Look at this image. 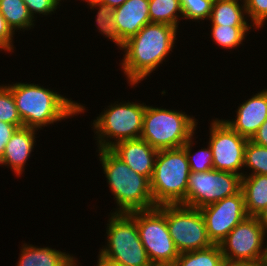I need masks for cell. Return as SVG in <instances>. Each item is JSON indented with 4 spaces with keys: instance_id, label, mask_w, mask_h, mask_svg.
<instances>
[{
    "instance_id": "1",
    "label": "cell",
    "mask_w": 267,
    "mask_h": 266,
    "mask_svg": "<svg viewBox=\"0 0 267 266\" xmlns=\"http://www.w3.org/2000/svg\"><path fill=\"white\" fill-rule=\"evenodd\" d=\"M178 30L172 25L149 23L123 44L120 65L129 86L137 87L163 64L176 46Z\"/></svg>"
},
{
    "instance_id": "9",
    "label": "cell",
    "mask_w": 267,
    "mask_h": 266,
    "mask_svg": "<svg viewBox=\"0 0 267 266\" xmlns=\"http://www.w3.org/2000/svg\"><path fill=\"white\" fill-rule=\"evenodd\" d=\"M267 233L257 217L247 216L219 244L224 260L231 262H266ZM266 245H265V244Z\"/></svg>"
},
{
    "instance_id": "23",
    "label": "cell",
    "mask_w": 267,
    "mask_h": 266,
    "mask_svg": "<svg viewBox=\"0 0 267 266\" xmlns=\"http://www.w3.org/2000/svg\"><path fill=\"white\" fill-rule=\"evenodd\" d=\"M224 257L220 245L180 253L173 266H222Z\"/></svg>"
},
{
    "instance_id": "15",
    "label": "cell",
    "mask_w": 267,
    "mask_h": 266,
    "mask_svg": "<svg viewBox=\"0 0 267 266\" xmlns=\"http://www.w3.org/2000/svg\"><path fill=\"white\" fill-rule=\"evenodd\" d=\"M110 150L132 170L151 180L158 150L141 138L117 142Z\"/></svg>"
},
{
    "instance_id": "36",
    "label": "cell",
    "mask_w": 267,
    "mask_h": 266,
    "mask_svg": "<svg viewBox=\"0 0 267 266\" xmlns=\"http://www.w3.org/2000/svg\"><path fill=\"white\" fill-rule=\"evenodd\" d=\"M256 217L267 233V206Z\"/></svg>"
},
{
    "instance_id": "32",
    "label": "cell",
    "mask_w": 267,
    "mask_h": 266,
    "mask_svg": "<svg viewBox=\"0 0 267 266\" xmlns=\"http://www.w3.org/2000/svg\"><path fill=\"white\" fill-rule=\"evenodd\" d=\"M15 32L11 29V27L6 22L5 18L0 12V50L9 52H14V45H13V36Z\"/></svg>"
},
{
    "instance_id": "13",
    "label": "cell",
    "mask_w": 267,
    "mask_h": 266,
    "mask_svg": "<svg viewBox=\"0 0 267 266\" xmlns=\"http://www.w3.org/2000/svg\"><path fill=\"white\" fill-rule=\"evenodd\" d=\"M200 212L205 221L208 238L216 245H219L229 232L248 216L242 190L200 208Z\"/></svg>"
},
{
    "instance_id": "14",
    "label": "cell",
    "mask_w": 267,
    "mask_h": 266,
    "mask_svg": "<svg viewBox=\"0 0 267 266\" xmlns=\"http://www.w3.org/2000/svg\"><path fill=\"white\" fill-rule=\"evenodd\" d=\"M236 118L225 120L234 131L250 140L267 119V88L257 91L238 106Z\"/></svg>"
},
{
    "instance_id": "34",
    "label": "cell",
    "mask_w": 267,
    "mask_h": 266,
    "mask_svg": "<svg viewBox=\"0 0 267 266\" xmlns=\"http://www.w3.org/2000/svg\"><path fill=\"white\" fill-rule=\"evenodd\" d=\"M255 144L267 147V119L261 124L257 132L250 139Z\"/></svg>"
},
{
    "instance_id": "31",
    "label": "cell",
    "mask_w": 267,
    "mask_h": 266,
    "mask_svg": "<svg viewBox=\"0 0 267 266\" xmlns=\"http://www.w3.org/2000/svg\"><path fill=\"white\" fill-rule=\"evenodd\" d=\"M62 0H23L32 18L36 21L37 14L52 15L60 8ZM59 5V6H58Z\"/></svg>"
},
{
    "instance_id": "38",
    "label": "cell",
    "mask_w": 267,
    "mask_h": 266,
    "mask_svg": "<svg viewBox=\"0 0 267 266\" xmlns=\"http://www.w3.org/2000/svg\"><path fill=\"white\" fill-rule=\"evenodd\" d=\"M97 258H98V260H97V265L96 266H117V265H114L112 263L107 262L106 260H103L99 256ZM77 260H78V258H76L75 266L79 265V264H77V263H79Z\"/></svg>"
},
{
    "instance_id": "29",
    "label": "cell",
    "mask_w": 267,
    "mask_h": 266,
    "mask_svg": "<svg viewBox=\"0 0 267 266\" xmlns=\"http://www.w3.org/2000/svg\"><path fill=\"white\" fill-rule=\"evenodd\" d=\"M214 0H180L183 20L194 22L209 20Z\"/></svg>"
},
{
    "instance_id": "7",
    "label": "cell",
    "mask_w": 267,
    "mask_h": 266,
    "mask_svg": "<svg viewBox=\"0 0 267 266\" xmlns=\"http://www.w3.org/2000/svg\"><path fill=\"white\" fill-rule=\"evenodd\" d=\"M115 101L93 120L95 140L99 149H110L117 142L141 137L146 104ZM114 140V141H113Z\"/></svg>"
},
{
    "instance_id": "11",
    "label": "cell",
    "mask_w": 267,
    "mask_h": 266,
    "mask_svg": "<svg viewBox=\"0 0 267 266\" xmlns=\"http://www.w3.org/2000/svg\"><path fill=\"white\" fill-rule=\"evenodd\" d=\"M241 190V176L228 171L211 169L190 172L186 192V206L200 209L235 195Z\"/></svg>"
},
{
    "instance_id": "33",
    "label": "cell",
    "mask_w": 267,
    "mask_h": 266,
    "mask_svg": "<svg viewBox=\"0 0 267 266\" xmlns=\"http://www.w3.org/2000/svg\"><path fill=\"white\" fill-rule=\"evenodd\" d=\"M17 129L18 127L13 124L0 121V158L4 154L7 142Z\"/></svg>"
},
{
    "instance_id": "3",
    "label": "cell",
    "mask_w": 267,
    "mask_h": 266,
    "mask_svg": "<svg viewBox=\"0 0 267 266\" xmlns=\"http://www.w3.org/2000/svg\"><path fill=\"white\" fill-rule=\"evenodd\" d=\"M97 152L109 189L118 207L115 213H131L157 207L147 177L132 170L110 149H99Z\"/></svg>"
},
{
    "instance_id": "6",
    "label": "cell",
    "mask_w": 267,
    "mask_h": 266,
    "mask_svg": "<svg viewBox=\"0 0 267 266\" xmlns=\"http://www.w3.org/2000/svg\"><path fill=\"white\" fill-rule=\"evenodd\" d=\"M197 121L182 110L146 105L140 138L157 150L181 148L195 136Z\"/></svg>"
},
{
    "instance_id": "25",
    "label": "cell",
    "mask_w": 267,
    "mask_h": 266,
    "mask_svg": "<svg viewBox=\"0 0 267 266\" xmlns=\"http://www.w3.org/2000/svg\"><path fill=\"white\" fill-rule=\"evenodd\" d=\"M89 6L90 10L97 9L98 11L95 16L98 32L103 36L105 35V38H109L108 40L121 49V37L115 23L114 8L103 3H95Z\"/></svg>"
},
{
    "instance_id": "12",
    "label": "cell",
    "mask_w": 267,
    "mask_h": 266,
    "mask_svg": "<svg viewBox=\"0 0 267 266\" xmlns=\"http://www.w3.org/2000/svg\"><path fill=\"white\" fill-rule=\"evenodd\" d=\"M209 130L208 144L213 154L214 170L228 171L242 177L248 139L219 118L212 119Z\"/></svg>"
},
{
    "instance_id": "21",
    "label": "cell",
    "mask_w": 267,
    "mask_h": 266,
    "mask_svg": "<svg viewBox=\"0 0 267 266\" xmlns=\"http://www.w3.org/2000/svg\"><path fill=\"white\" fill-rule=\"evenodd\" d=\"M0 12L14 32H24L36 25L23 0H0Z\"/></svg>"
},
{
    "instance_id": "4",
    "label": "cell",
    "mask_w": 267,
    "mask_h": 266,
    "mask_svg": "<svg viewBox=\"0 0 267 266\" xmlns=\"http://www.w3.org/2000/svg\"><path fill=\"white\" fill-rule=\"evenodd\" d=\"M106 228L107 242L99 257L117 266H153L140 240L137 211L109 214Z\"/></svg>"
},
{
    "instance_id": "10",
    "label": "cell",
    "mask_w": 267,
    "mask_h": 266,
    "mask_svg": "<svg viewBox=\"0 0 267 266\" xmlns=\"http://www.w3.org/2000/svg\"><path fill=\"white\" fill-rule=\"evenodd\" d=\"M169 234L179 253L207 248L212 244L200 209L183 204L166 205Z\"/></svg>"
},
{
    "instance_id": "27",
    "label": "cell",
    "mask_w": 267,
    "mask_h": 266,
    "mask_svg": "<svg viewBox=\"0 0 267 266\" xmlns=\"http://www.w3.org/2000/svg\"><path fill=\"white\" fill-rule=\"evenodd\" d=\"M193 137L194 136L182 146L188 158L190 172H206L214 169L213 154L209 144L207 145V148H201V150L196 153L191 152L194 144L193 140H195Z\"/></svg>"
},
{
    "instance_id": "19",
    "label": "cell",
    "mask_w": 267,
    "mask_h": 266,
    "mask_svg": "<svg viewBox=\"0 0 267 266\" xmlns=\"http://www.w3.org/2000/svg\"><path fill=\"white\" fill-rule=\"evenodd\" d=\"M241 190L247 215L256 217L267 206V175L242 176Z\"/></svg>"
},
{
    "instance_id": "17",
    "label": "cell",
    "mask_w": 267,
    "mask_h": 266,
    "mask_svg": "<svg viewBox=\"0 0 267 266\" xmlns=\"http://www.w3.org/2000/svg\"><path fill=\"white\" fill-rule=\"evenodd\" d=\"M149 0H127L114 8L117 30L123 44L135 36L139 30L150 23Z\"/></svg>"
},
{
    "instance_id": "22",
    "label": "cell",
    "mask_w": 267,
    "mask_h": 266,
    "mask_svg": "<svg viewBox=\"0 0 267 266\" xmlns=\"http://www.w3.org/2000/svg\"><path fill=\"white\" fill-rule=\"evenodd\" d=\"M150 23L172 25L178 29L183 19L180 0H149Z\"/></svg>"
},
{
    "instance_id": "2",
    "label": "cell",
    "mask_w": 267,
    "mask_h": 266,
    "mask_svg": "<svg viewBox=\"0 0 267 266\" xmlns=\"http://www.w3.org/2000/svg\"><path fill=\"white\" fill-rule=\"evenodd\" d=\"M11 90L23 127L43 129L84 113L85 105L35 83L12 82Z\"/></svg>"
},
{
    "instance_id": "37",
    "label": "cell",
    "mask_w": 267,
    "mask_h": 266,
    "mask_svg": "<svg viewBox=\"0 0 267 266\" xmlns=\"http://www.w3.org/2000/svg\"><path fill=\"white\" fill-rule=\"evenodd\" d=\"M127 0H102L101 3L108 5L110 7L116 8L121 6Z\"/></svg>"
},
{
    "instance_id": "39",
    "label": "cell",
    "mask_w": 267,
    "mask_h": 266,
    "mask_svg": "<svg viewBox=\"0 0 267 266\" xmlns=\"http://www.w3.org/2000/svg\"><path fill=\"white\" fill-rule=\"evenodd\" d=\"M83 1L87 2L88 7L89 5L102 2V0H83Z\"/></svg>"
},
{
    "instance_id": "35",
    "label": "cell",
    "mask_w": 267,
    "mask_h": 266,
    "mask_svg": "<svg viewBox=\"0 0 267 266\" xmlns=\"http://www.w3.org/2000/svg\"><path fill=\"white\" fill-rule=\"evenodd\" d=\"M222 266H267L265 262L261 263H250V262H231L224 260Z\"/></svg>"
},
{
    "instance_id": "20",
    "label": "cell",
    "mask_w": 267,
    "mask_h": 266,
    "mask_svg": "<svg viewBox=\"0 0 267 266\" xmlns=\"http://www.w3.org/2000/svg\"><path fill=\"white\" fill-rule=\"evenodd\" d=\"M209 20L211 25L253 26L248 23L245 3L240 0H214Z\"/></svg>"
},
{
    "instance_id": "5",
    "label": "cell",
    "mask_w": 267,
    "mask_h": 266,
    "mask_svg": "<svg viewBox=\"0 0 267 266\" xmlns=\"http://www.w3.org/2000/svg\"><path fill=\"white\" fill-rule=\"evenodd\" d=\"M189 174L188 158L182 147L158 150L150 180L154 204L186 205Z\"/></svg>"
},
{
    "instance_id": "26",
    "label": "cell",
    "mask_w": 267,
    "mask_h": 266,
    "mask_svg": "<svg viewBox=\"0 0 267 266\" xmlns=\"http://www.w3.org/2000/svg\"><path fill=\"white\" fill-rule=\"evenodd\" d=\"M244 168L251 170V173L243 171L246 175H267V147L255 144L248 140L245 147Z\"/></svg>"
},
{
    "instance_id": "16",
    "label": "cell",
    "mask_w": 267,
    "mask_h": 266,
    "mask_svg": "<svg viewBox=\"0 0 267 266\" xmlns=\"http://www.w3.org/2000/svg\"><path fill=\"white\" fill-rule=\"evenodd\" d=\"M38 129L21 127L12 135L5 146L3 156L0 158V166H8L16 177L22 175L25 165L36 146V132Z\"/></svg>"
},
{
    "instance_id": "30",
    "label": "cell",
    "mask_w": 267,
    "mask_h": 266,
    "mask_svg": "<svg viewBox=\"0 0 267 266\" xmlns=\"http://www.w3.org/2000/svg\"><path fill=\"white\" fill-rule=\"evenodd\" d=\"M245 8L250 23L258 30L265 27L267 20V0H246Z\"/></svg>"
},
{
    "instance_id": "18",
    "label": "cell",
    "mask_w": 267,
    "mask_h": 266,
    "mask_svg": "<svg viewBox=\"0 0 267 266\" xmlns=\"http://www.w3.org/2000/svg\"><path fill=\"white\" fill-rule=\"evenodd\" d=\"M16 266H75L76 257L51 247L23 243Z\"/></svg>"
},
{
    "instance_id": "8",
    "label": "cell",
    "mask_w": 267,
    "mask_h": 266,
    "mask_svg": "<svg viewBox=\"0 0 267 266\" xmlns=\"http://www.w3.org/2000/svg\"><path fill=\"white\" fill-rule=\"evenodd\" d=\"M140 240L153 266H173L179 252L169 234L166 205L137 211Z\"/></svg>"
},
{
    "instance_id": "28",
    "label": "cell",
    "mask_w": 267,
    "mask_h": 266,
    "mask_svg": "<svg viewBox=\"0 0 267 266\" xmlns=\"http://www.w3.org/2000/svg\"><path fill=\"white\" fill-rule=\"evenodd\" d=\"M0 121L23 127L11 90L0 85Z\"/></svg>"
},
{
    "instance_id": "24",
    "label": "cell",
    "mask_w": 267,
    "mask_h": 266,
    "mask_svg": "<svg viewBox=\"0 0 267 266\" xmlns=\"http://www.w3.org/2000/svg\"><path fill=\"white\" fill-rule=\"evenodd\" d=\"M211 27V37L212 40L218 46L223 49H234L242 45L243 40L246 39L247 33L254 26H223V25H212Z\"/></svg>"
}]
</instances>
